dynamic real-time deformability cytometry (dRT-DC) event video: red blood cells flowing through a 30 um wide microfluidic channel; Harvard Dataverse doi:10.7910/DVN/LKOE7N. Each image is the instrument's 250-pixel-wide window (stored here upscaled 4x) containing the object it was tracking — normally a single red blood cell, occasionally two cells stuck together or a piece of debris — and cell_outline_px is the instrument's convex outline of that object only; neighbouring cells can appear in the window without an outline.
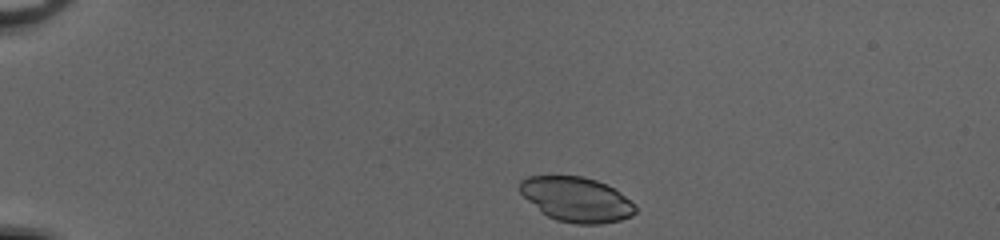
{"species": "common noctule bat (a hibernating species)", "species_latin": "Nyctalus noctula", "temperature_condition": "cold", "stored_images_in_passage": 40, "camera_frame_rate_fps": 3000, "um_per_image_px": 0.085, "animal": {"sex": "female", "body_mass_g": 20.0, "forearm_length_mm": 54.0}, "frame": {"image": 1, "passage_image": 1, "time_ms": 0.0, "image_size_px": [1000, 240], "cell_outline_px": [[636, 212], [632, 216], [620, 220], [600, 224], [576, 224], [556, 220], [540, 212], [520, 192], [520, 180], [528, 176], [584, 176], [596, 180], [612, 188], [624, 196], [636, 208]], "centroid_in_image_um": [48.97, 16.96], "position_along_channel_um": 36.0, "area_um2": 29.88}}
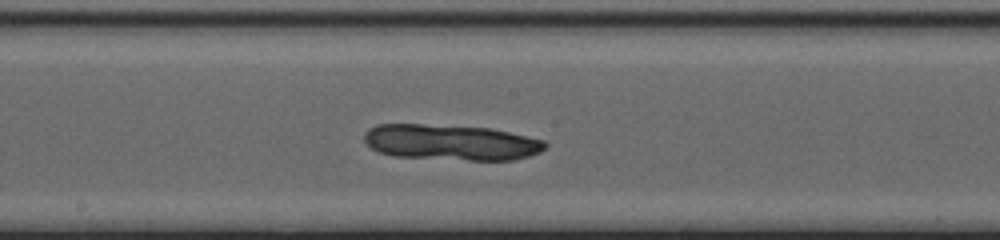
{"frame": {"image": 2, "passage_image": 19, "time_ms": 6.0, "image_size_px": [1000, 240], "cell_outline_px": [[548, 144], [540, 152], [528, 156], [512, 160], [468, 160], [392, 156], [380, 152], [372, 148], [364, 140], [364, 132], [368, 128], [376, 124], [420, 124], [492, 128], [544, 140]], "centroid_in_image_um": [38.32, 12.09], "position_along_channel_um": 209.9, "area_um2": 37.69}}
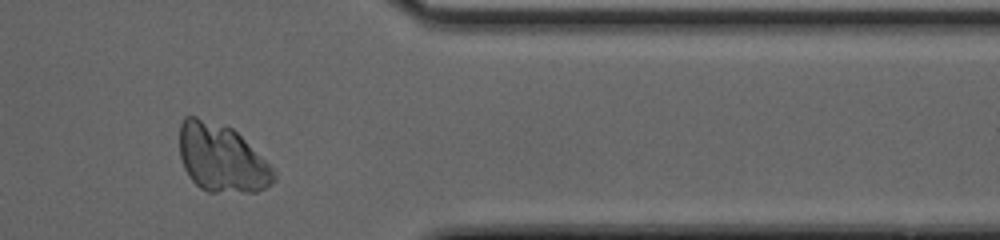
{"frame": {"image": 3, "passage_image": 33, "time_ms": 10.667, "image_size_px": [1000, 240], "cell_outline_px": [[276, 180], [272, 184], [256, 192], [208, 192], [200, 188], [188, 176], [184, 168], [180, 156], [180, 124], [184, 116], [196, 116], [232, 128], [276, 172]], "centroid_in_image_um": [18.81, 13.47], "position_along_channel_um": 392.6, "area_um2": 37.05}}